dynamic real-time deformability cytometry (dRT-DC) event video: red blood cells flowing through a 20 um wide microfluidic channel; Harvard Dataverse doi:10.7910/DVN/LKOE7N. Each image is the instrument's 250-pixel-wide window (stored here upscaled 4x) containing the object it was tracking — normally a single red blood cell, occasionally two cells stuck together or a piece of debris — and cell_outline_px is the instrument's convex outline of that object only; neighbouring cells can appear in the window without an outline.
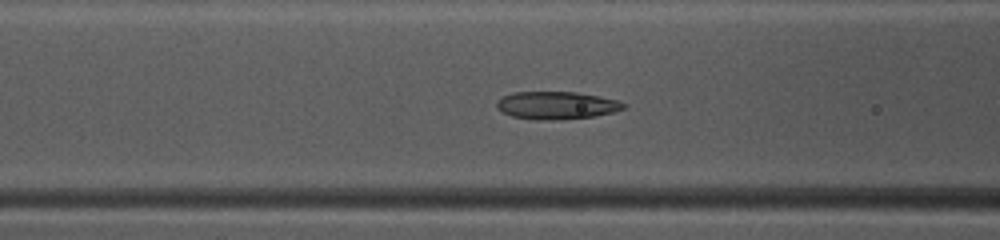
{"species": "common noctule bat (a hibernating species)", "species_latin": "Nyctalus noctula", "temperature_condition": "warm", "stored_images_in_passage": 39, "camera_frame_rate_fps": 3000, "um_per_image_px": 0.085, "animal": {"sex": "female", "body_mass_g": 10.0, "forearm_length_mm": 53.1}, "frame": {"image": 1, "passage_image": 10, "time_ms": 3.0, "image_size_px": [1000, 240], "cell_outline_px": [[628, 104], [624, 108], [612, 112], [596, 116], [552, 120], [536, 120], [512, 116], [496, 108], [496, 100], [512, 92], [576, 92], [600, 96], [616, 100]], "centroid_in_image_um": [47.29, 8.95], "position_along_channel_um": 119.3, "area_um2": 20.46}}
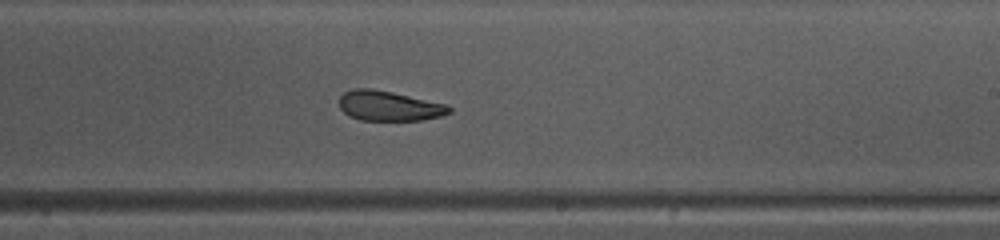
{"frame": {"image": 2, "passage_image": 20, "time_ms": 6.333, "image_size_px": [1000, 240], "cell_outline_px": [[452, 112], [440, 116], [424, 120], [360, 120], [348, 116], [340, 108], [340, 96], [344, 92], [352, 88], [372, 88], [392, 92], [448, 104], [452, 108]], "centroid_in_image_um": [33.08, 9.0], "position_along_channel_um": 255.9, "area_um2": 19.36}}
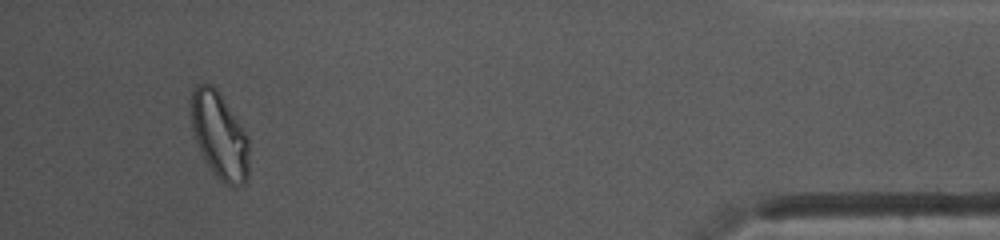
{"frame": {"image": 3, "passage_image": 36, "time_ms": 11.667, "image_size_px": [1000, 240], "cell_outline_px": [[248, 176], [244, 184], [236, 188], [224, 184], [212, 172], [200, 152], [192, 128], [192, 88], [196, 84], [212, 84], [216, 88], [248, 136]], "centroid_in_image_um": [18.67, 11.56], "position_along_channel_um": 416.5, "area_um2": 29.07}, "authors_computed_cell_mechanics": {"area_um2": 20.6924, "velocity_mm_per_s": 4.0985, "shape_relaxation_time_tau1_ms": 4.1535, "shape_relaxation_time_tau2_ms": 1.7068, "deformation_change_tau1": 0.1444, "deformation_change_tau2": 0.079}}